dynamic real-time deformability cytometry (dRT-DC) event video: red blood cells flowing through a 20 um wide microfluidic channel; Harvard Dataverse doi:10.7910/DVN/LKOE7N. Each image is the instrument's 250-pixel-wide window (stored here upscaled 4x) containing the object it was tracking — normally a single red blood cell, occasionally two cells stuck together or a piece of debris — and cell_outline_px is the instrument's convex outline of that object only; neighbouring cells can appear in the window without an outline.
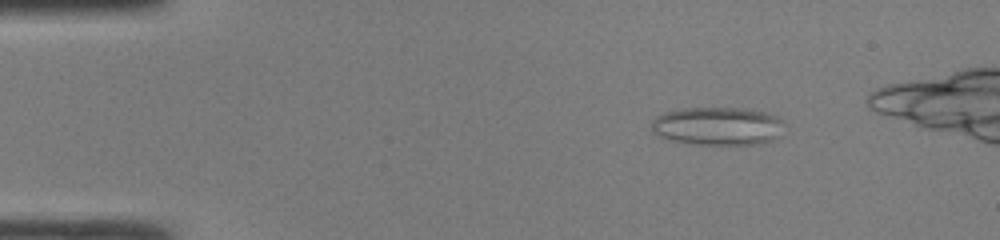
{"species": "common noctule bat (a hibernating species)", "species_latin": "Nyctalus noctula", "temperature_condition": "room temperature", "stored_images_in_passage": 44, "camera_frame_rate_fps": 3000, "um_per_image_px": 0.085, "animal": {"sex": "male", "body_mass_g": 19.0, "forearm_length_mm": 50.8}, "frame": {"image": 1, "passage_image": 7, "time_ms": 2.0, "image_size_px": [1000, 240], "cell_outline_px": [[784, 124], [772, 140], [760, 144], [688, 144], [668, 140], [656, 136], [652, 132], [652, 120], [656, 116], [664, 112], [684, 108], [748, 108], [764, 112], [776, 116], [784, 120]], "centroid_in_image_um": [60.94, 10.72], "position_along_channel_um": 24.1, "area_um2": 29.77}}
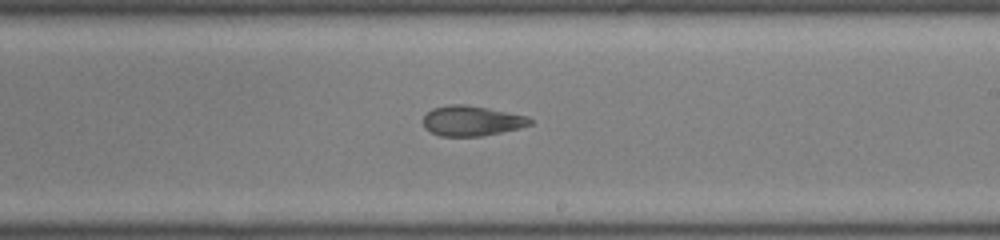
{"frame": {"image": 2, "passage_image": 28, "time_ms": 9.0, "image_size_px": [1000, 240], "cell_outline_px": [[532, 124], [520, 128], [480, 136], [440, 136], [424, 128], [424, 116], [432, 108], [448, 104], [468, 104], [528, 116], [532, 120]], "centroid_in_image_um": [40.09, 10.26], "position_along_channel_um": 248.9, "area_um2": 18.79}}
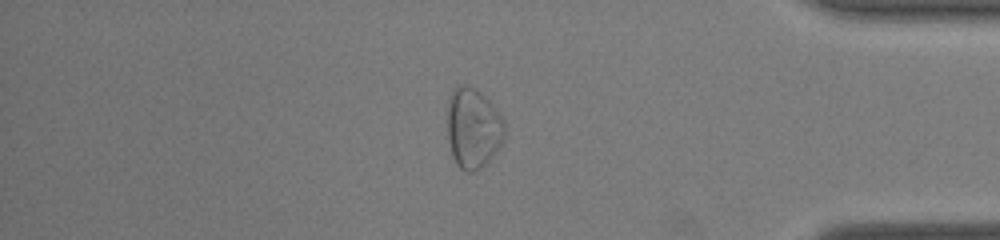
{"frame": {"image": 3, "passage_image": 40, "time_ms": 13.0, "image_size_px": [1000, 240], "cell_outline_px": [[504, 136], [496, 152], [476, 172], [468, 172], [460, 168], [456, 164], [452, 156], [448, 140], [448, 104], [452, 88], [460, 84], [468, 84], [476, 88], [500, 112], [504, 120]], "centroid_in_image_um": [40.2, 10.87], "position_along_channel_um": 395.0, "area_um2": 26.93}}